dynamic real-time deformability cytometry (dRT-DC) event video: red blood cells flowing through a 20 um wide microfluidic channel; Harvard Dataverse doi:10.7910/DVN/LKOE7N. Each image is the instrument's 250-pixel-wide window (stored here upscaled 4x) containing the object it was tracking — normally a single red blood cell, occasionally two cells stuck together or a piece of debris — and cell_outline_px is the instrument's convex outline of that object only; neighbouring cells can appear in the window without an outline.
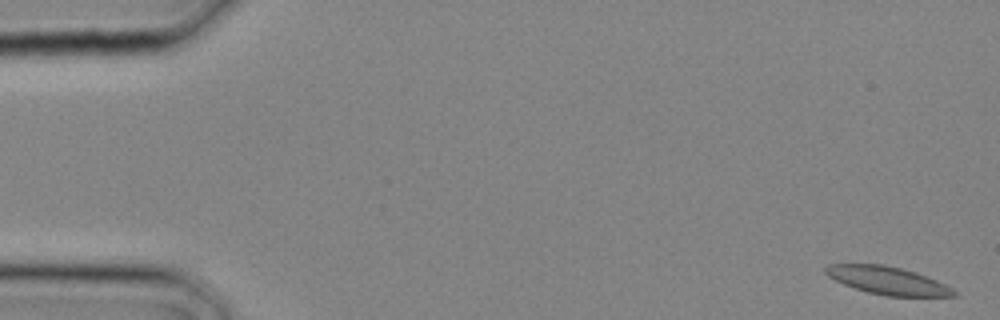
{"species": "common noctule bat (a hibernating species)", "species_latin": "Nyctalus noctula", "temperature_condition": "cold", "stored_images_in_passage": 2, "segment_of_instrument_passage": [2, 2], "camera_frame_rate_fps": 3000, "um_per_image_px": 0.085, "animal": {"sex": "male", "body_mass_g": 20.4}, "frame": {"image": 1, "passage_image": 2, "time_ms": 0.333, "image_size_px": [1000, 320], "cell_outline_px": [[956, 296], [888, 296], [868, 292], [844, 284], [828, 276], [824, 272], [824, 268], [828, 264], [880, 264], [900, 268], [916, 272], [936, 280], [952, 288], [956, 292]], "centroid_in_image_um": [75.43, 23.84], "position_along_channel_um": 9.6, "area_um2": 20.52}}